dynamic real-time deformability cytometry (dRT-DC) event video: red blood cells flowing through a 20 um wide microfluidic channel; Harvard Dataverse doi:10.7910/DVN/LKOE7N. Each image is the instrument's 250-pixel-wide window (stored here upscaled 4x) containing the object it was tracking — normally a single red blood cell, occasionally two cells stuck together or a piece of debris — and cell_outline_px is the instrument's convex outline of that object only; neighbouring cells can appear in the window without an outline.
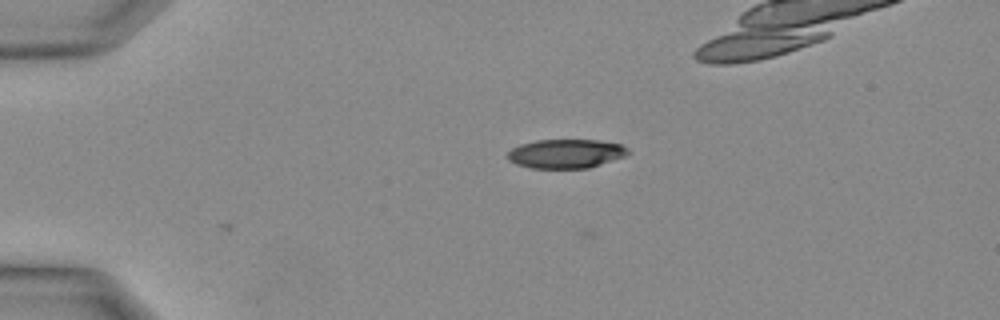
{"species": "Egyptian fruit bat (a non-hibernating species)", "species_latin": "Rousettus aegyptiacus", "temperature_condition": "warm", "stored_images_in_passage": 26, "camera_frame_rate_fps": 3000, "um_per_image_px": 0.085, "animal": {"sex": "female"}, "frame": {"image": 1, "passage_image": 2, "time_ms": 0.333, "image_size_px": [1000, 320], "cell_outline_px": [[628, 152], [624, 156], [588, 168], [532, 168], [516, 164], [508, 160], [508, 152], [512, 148], [520, 144], [536, 140], [600, 140], [620, 144], [628, 148]], "centroid_in_image_um": [48.07, 13.05], "position_along_channel_um": 36.9, "area_um2": 20.23}}
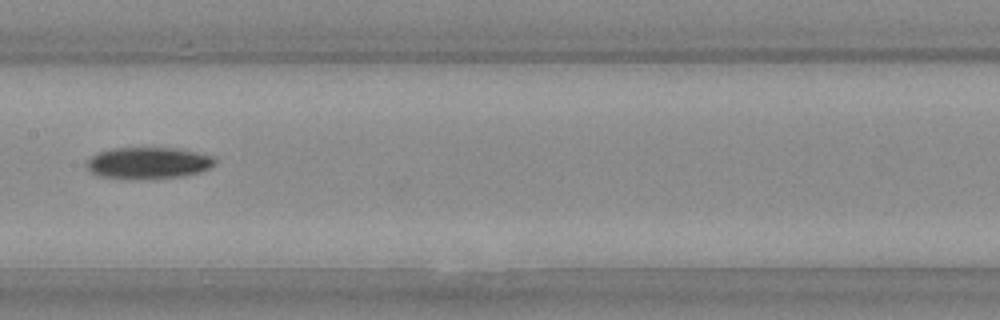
{"frame": {"image": 2, "passage_image": 12, "time_ms": 3.667, "image_size_px": [1000, 320], "cell_outline_px": [[216, 164], [200, 172], [184, 176], [100, 176], [92, 172], [84, 164], [96, 152], [112, 148], [176, 148], [196, 152], [212, 156], [216, 160]], "centroid_in_image_um": [12.62, 13.79], "position_along_channel_um": 194.8, "area_um2": 22.6}}
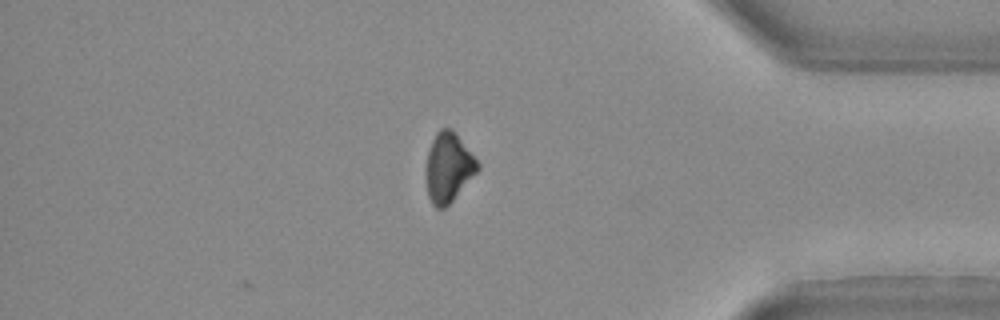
{"frame": {"image": 3, "passage_image": 23, "time_ms": 7.333, "image_size_px": [1000, 320], "cell_outline_px": [[480, 168], [452, 200], [444, 208], [436, 208], [432, 204], [428, 196], [428, 148], [436, 132], [440, 128], [452, 128], [456, 132], [480, 164]], "centroid_in_image_um": [38.14, 14.19], "position_along_channel_um": 397.1, "area_um2": 20.4}}